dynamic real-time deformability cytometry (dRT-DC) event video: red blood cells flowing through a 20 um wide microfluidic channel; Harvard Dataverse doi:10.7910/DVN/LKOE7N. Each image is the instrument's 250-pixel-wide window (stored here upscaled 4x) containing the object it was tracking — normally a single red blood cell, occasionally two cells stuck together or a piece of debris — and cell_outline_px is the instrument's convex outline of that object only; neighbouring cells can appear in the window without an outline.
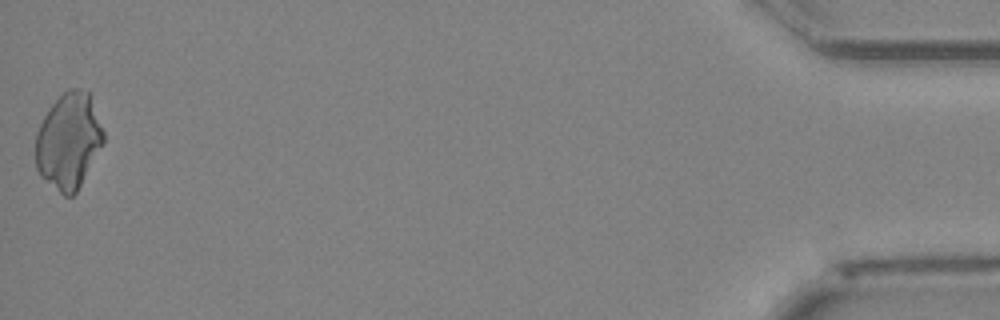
{"species": "Egyptian fruit bat (a non-hibernating species)", "species_latin": "Rousettus aegyptiacus", "temperature_condition": "cold", "stored_images_in_passage": 39, "camera_frame_rate_fps": 3000, "um_per_image_px": 0.085, "animal": {"sex": "female"}, "frame": {"image": 1, "passage_image": 39, "time_ms": 12.667, "image_size_px": [1000, 320], "cell_outline_px": [[104, 144], [76, 192], [72, 196], [64, 196], [40, 176], [36, 168], [36, 132], [48, 108], [68, 88], [76, 88], [88, 92], [92, 96], [104, 132]], "centroid_in_image_um": [5.85, 11.97], "position_along_channel_um": 429.4, "area_um2": 38.09}}